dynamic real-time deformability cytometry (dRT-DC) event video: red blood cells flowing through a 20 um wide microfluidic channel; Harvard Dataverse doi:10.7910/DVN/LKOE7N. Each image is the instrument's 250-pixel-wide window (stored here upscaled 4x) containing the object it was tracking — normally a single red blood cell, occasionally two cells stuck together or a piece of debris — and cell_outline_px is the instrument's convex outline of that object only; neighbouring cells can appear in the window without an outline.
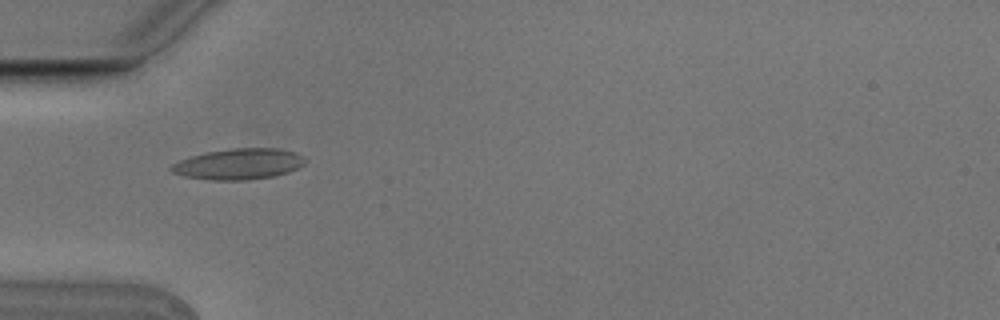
{"species": "Egyptian fruit bat (a non-hibernating species)", "species_latin": "Rousettus aegyptiacus", "temperature_condition": "cold", "stored_images_in_passage": 7, "camera_frame_rate_fps": 3000, "um_per_image_px": 0.085, "animal": {"sex": "male"}, "frame": {"image": 1, "passage_image": 1, "time_ms": 0.0, "image_size_px": [1000, 320], "cell_outline_px": [[308, 160], [304, 164], [288, 172], [272, 176], [244, 180], [212, 180], [184, 176], [172, 172], [168, 168], [172, 164], [180, 160], [192, 156], [208, 152], [232, 148], [276, 148], [296, 152], [304, 156]], "centroid_in_image_um": [20.31, 13.93], "position_along_channel_um": 64.7, "area_um2": 23.99}}
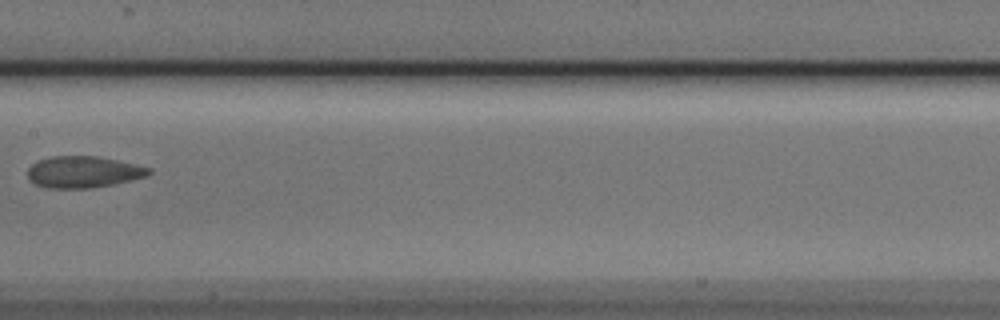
{"frame": {"image": 2, "passage_image": 4, "time_ms": 1.0, "image_size_px": [1000, 320], "cell_outline_px": [[152, 172], [148, 176], [132, 180], [92, 188], [44, 188], [28, 180], [28, 168], [32, 164], [40, 160], [52, 156], [96, 156], [116, 160], [152, 168]], "centroid_in_image_um": [7.08, 14.62], "position_along_channel_um": 200.3, "area_um2": 22.31}}
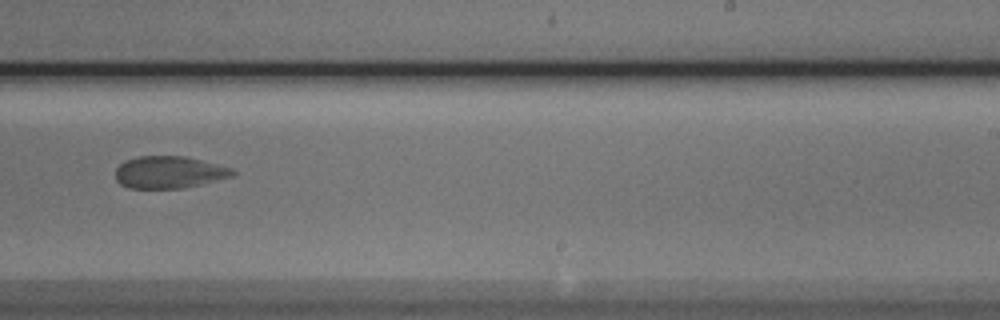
{"frame": {"image": 3, "passage_image": 6, "time_ms": 1.667, "image_size_px": [1000, 320], "cell_outline_px": [[236, 172], [232, 176], [184, 188], [128, 188], [120, 184], [116, 180], [116, 168], [120, 164], [136, 156], [184, 156], [232, 168]], "centroid_in_image_um": [14.35, 14.64], "position_along_channel_um": 274.7, "area_um2": 21.73}}